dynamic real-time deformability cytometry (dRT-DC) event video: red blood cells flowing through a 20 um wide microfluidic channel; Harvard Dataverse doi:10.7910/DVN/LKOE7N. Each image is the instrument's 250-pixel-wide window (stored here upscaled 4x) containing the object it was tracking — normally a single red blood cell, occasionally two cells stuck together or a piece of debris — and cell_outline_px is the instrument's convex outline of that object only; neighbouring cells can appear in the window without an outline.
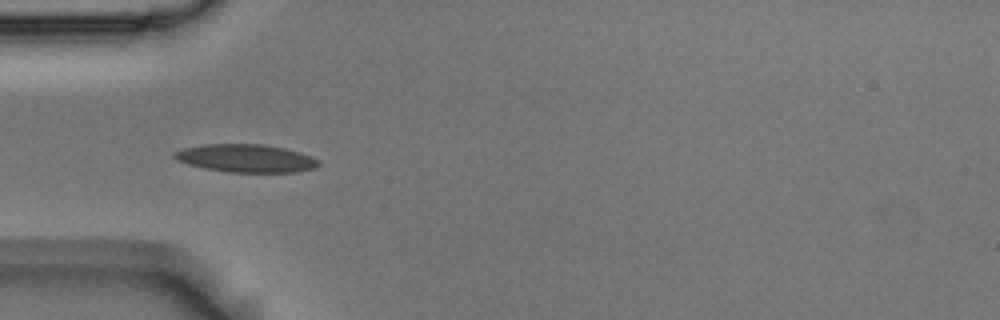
{"species": "Egyptian fruit bat (a non-hibernating species)", "species_latin": "Rousettus aegyptiacus", "temperature_condition": "room temperature", "stored_images_in_passage": 6, "camera_frame_rate_fps": 3000, "um_per_image_px": 0.085, "animal": {"sex": "male"}, "frame": {"image": 1, "passage_image": 5, "time_ms": 1.333, "image_size_px": [1000, 320], "cell_outline_px": [[320, 164], [312, 168], [296, 172], [228, 172], [204, 168], [188, 164], [176, 160], [172, 156], [172, 152], [184, 148], [204, 144], [264, 144], [284, 148], [300, 152], [320, 160]], "centroid_in_image_um": [20.88, 13.45], "position_along_channel_um": 64.1, "area_um2": 23.52}}
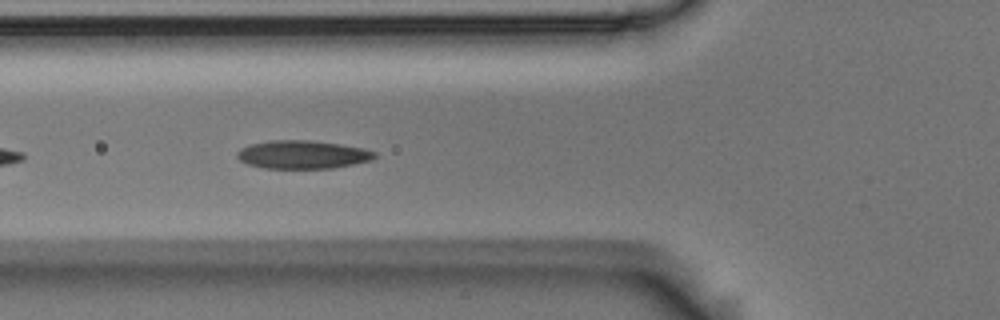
{"frame": {"image": 2, "passage_image": 6, "time_ms": 1.667, "image_size_px": [1000, 320], "cell_outline_px": [[376, 156], [372, 160], [332, 168], [264, 168], [248, 164], [240, 160], [236, 156], [236, 152], [240, 148], [252, 144], [268, 140], [312, 140], [340, 144], [364, 148], [376, 152]], "centroid_in_image_um": [25.71, 13.13], "position_along_channel_um": 100.1, "area_um2": 22.66}}